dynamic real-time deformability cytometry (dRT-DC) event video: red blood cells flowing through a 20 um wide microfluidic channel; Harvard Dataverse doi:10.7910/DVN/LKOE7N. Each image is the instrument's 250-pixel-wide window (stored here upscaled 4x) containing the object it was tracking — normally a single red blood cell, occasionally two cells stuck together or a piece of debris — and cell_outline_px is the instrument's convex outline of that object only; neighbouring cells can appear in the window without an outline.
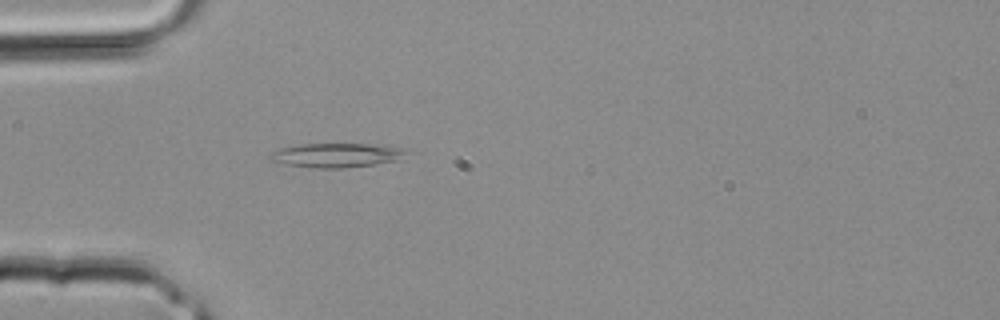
{"species": "common noctule bat (a hibernating species)", "species_latin": "Nyctalus noctula", "temperature_condition": "room temperature", "stored_images_in_passage": 1, "camera_frame_rate_fps": 3000, "um_per_image_px": 0.085, "animal": {"sex": "male", "body_mass_g": 20.4}, "frame": {"image": 1, "passage_image": 1, "time_ms": 0.0, "image_size_px": [1000, 320], "cell_outline_px": [[416, 152], [396, 160], [372, 164], [344, 168], [316, 168], [288, 164], [268, 160], [268, 156], [272, 152], [280, 148], [300, 144], [368, 144], [412, 148]], "centroid_in_image_um": [28.72, 13.18], "position_along_channel_um": 56.3, "area_um2": 19.48}}